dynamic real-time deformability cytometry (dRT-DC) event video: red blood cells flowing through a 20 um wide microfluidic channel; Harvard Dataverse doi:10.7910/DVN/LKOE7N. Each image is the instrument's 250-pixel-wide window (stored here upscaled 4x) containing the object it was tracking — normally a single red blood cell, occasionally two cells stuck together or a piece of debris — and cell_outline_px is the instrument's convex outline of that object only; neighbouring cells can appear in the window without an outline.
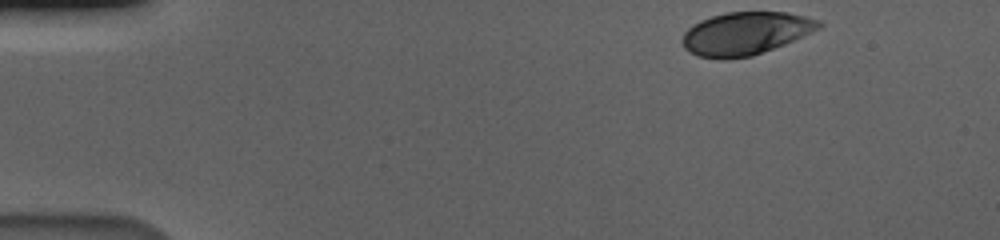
{"species": "human", "species_latin": "Homo sapiens", "temperature_condition": "cold", "stored_images_in_passage": 51, "camera_frame_rate_fps": 3000, "um_per_image_px": 0.085, "donor": {"sex": "male"}, "frame": {"image": 1, "passage_image": 1, "time_ms": 0.0, "image_size_px": [1000, 240], "cell_outline_px": [[824, 24], [820, 28], [812, 32], [784, 44], [752, 56], [724, 60], [700, 56], [688, 52], [684, 48], [680, 40], [684, 32], [688, 28], [700, 20], [712, 16], [728, 12], [784, 12], [804, 16], [820, 20]], "centroid_in_image_um": [63.34, 2.85], "position_along_channel_um": 21.7, "area_um2": 34.16}}
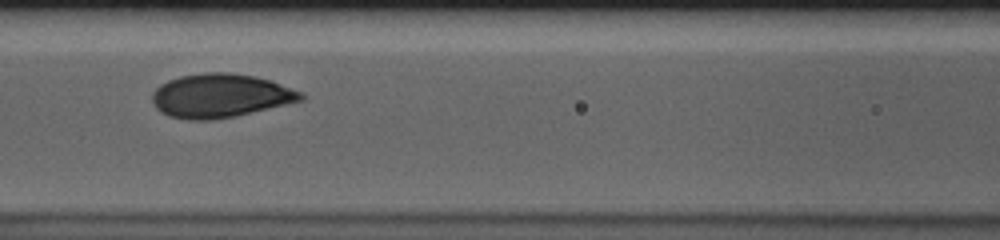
{"frame": {"image": 2, "passage_image": 20, "time_ms": 6.333, "image_size_px": [1000, 240], "cell_outline_px": [[304, 100], [236, 116], [212, 120], [188, 120], [168, 116], [160, 112], [156, 108], [152, 100], [152, 96], [156, 88], [160, 84], [168, 80], [180, 76], [204, 72], [228, 72], [252, 76], [268, 80], [304, 92]], "centroid_in_image_um": [18.71, 8.14], "position_along_channel_um": 147.9, "area_um2": 37.97}}
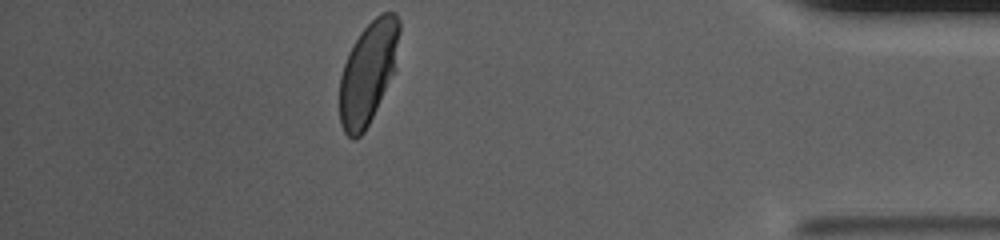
{"frame": {"image": 3, "passage_image": 45, "time_ms": 14.667, "image_size_px": [1000, 240], "cell_outline_px": [[400, 32], [396, 72], [364, 132], [356, 140], [352, 140], [344, 132], [340, 124], [340, 76], [348, 52], [352, 44], [360, 32], [380, 12], [396, 12], [400, 20]], "centroid_in_image_um": [31.32, 6.15], "position_along_channel_um": 403.9, "area_um2": 36.24}, "authors_computed_cell_mechanics": {"area_um2": 36.4718, "velocity_mm_per_s": 3.5643, "shape_relaxation_time_tau1_ms": 3.1853, "shape_relaxation_time_tau2_ms": null, "deformation_change_tau1": 0.1483, "deformation_change_tau2": null}}